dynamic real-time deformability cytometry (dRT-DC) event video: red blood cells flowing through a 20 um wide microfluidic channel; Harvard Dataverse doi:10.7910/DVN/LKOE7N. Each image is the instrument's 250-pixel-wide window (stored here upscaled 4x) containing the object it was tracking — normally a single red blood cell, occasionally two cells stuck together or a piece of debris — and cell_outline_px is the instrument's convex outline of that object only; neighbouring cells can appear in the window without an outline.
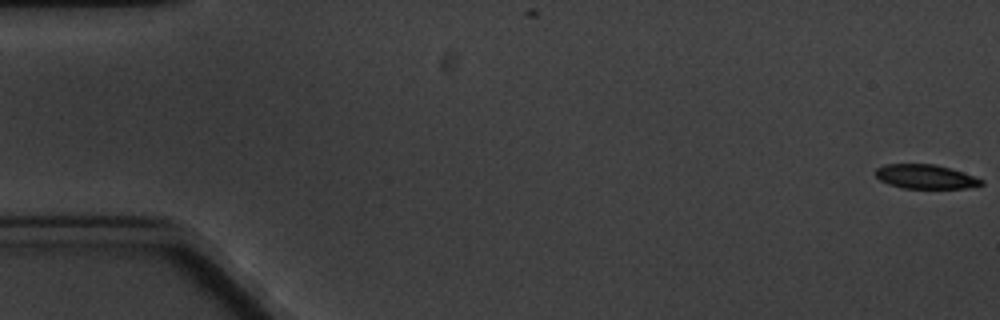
{"species": "common noctule bat (a hibernating species)", "species_latin": "Nyctalus noctula", "temperature_condition": "cold", "stored_images_in_passage": 6, "camera_frame_rate_fps": 3000, "um_per_image_px": 0.085, "animal": {"sex": "male", "body_mass_g": 20.1, "forearm_length_mm": 53.5}, "frame": {"image": 1, "passage_image": 1, "time_ms": 0.0, "image_size_px": [1000, 320], "cell_outline_px": [[984, 184], [968, 188], [904, 188], [888, 184], [880, 180], [876, 176], [876, 168], [884, 164], [936, 164], [952, 168], [984, 180]], "centroid_in_image_um": [78.68, 15.01], "position_along_channel_um": 6.3, "area_um2": 14.97}}
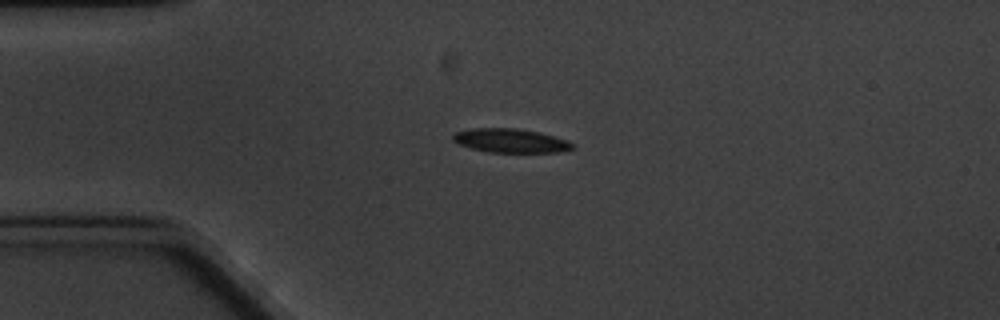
{"frame": {"image": 2, "passage_image": 5, "time_ms": 4.667, "image_size_px": [1000, 320], "cell_outline_px": [[576, 148], [560, 152], [488, 152], [472, 148], [460, 144], [452, 140], [452, 136], [456, 132], [472, 128], [516, 128], [536, 132], [568, 140], [576, 144]], "centroid_in_image_um": [43.44, 11.96], "position_along_channel_um": 41.6, "area_um2": 16.59}}